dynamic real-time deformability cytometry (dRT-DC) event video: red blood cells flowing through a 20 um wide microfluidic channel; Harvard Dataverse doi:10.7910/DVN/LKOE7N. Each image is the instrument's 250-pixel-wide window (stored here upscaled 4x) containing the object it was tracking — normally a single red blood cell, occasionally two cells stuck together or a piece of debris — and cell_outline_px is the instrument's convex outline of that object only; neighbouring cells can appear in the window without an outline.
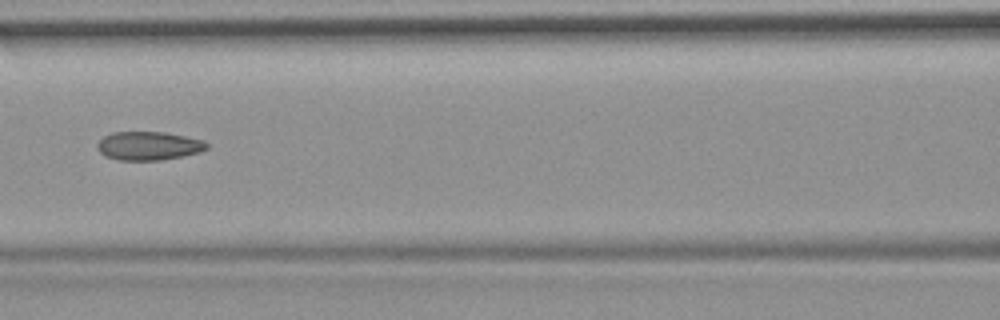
{"species": "common noctule bat (a hibernating species)", "species_latin": "Nyctalus noctula", "temperature_condition": "room temperature", "stored_images_in_passage": 11, "camera_frame_rate_fps": 3000, "um_per_image_px": 0.085, "animal": {"sex": "female", "body_mass_g": 19.9}, "frame": {"image": 1, "passage_image": 7, "time_ms": 7.667, "image_size_px": [1000, 320], "cell_outline_px": [[208, 148], [200, 152], [184, 156], [160, 160], [120, 160], [104, 156], [96, 148], [96, 144], [104, 136], [112, 132], [164, 132], [204, 140], [208, 144]], "centroid_in_image_um": [12.63, 12.4], "position_along_channel_um": 154.0, "area_um2": 18.32}}
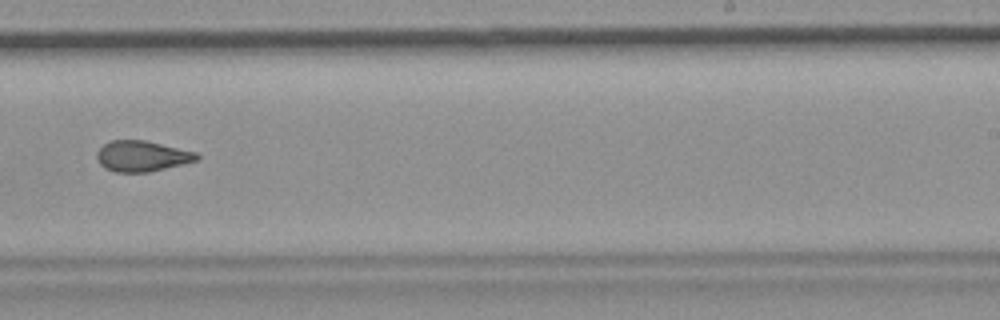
{"frame": {"image": 2, "passage_image": 10, "time_ms": 11.0, "image_size_px": [1000, 320], "cell_outline_px": [[200, 160], [148, 172], [116, 172], [104, 168], [100, 164], [96, 156], [96, 152], [104, 144], [112, 140], [144, 140], [196, 152], [200, 156]], "centroid_in_image_um": [12.07, 13.27], "position_along_channel_um": 276.9, "area_um2": 17.86}}